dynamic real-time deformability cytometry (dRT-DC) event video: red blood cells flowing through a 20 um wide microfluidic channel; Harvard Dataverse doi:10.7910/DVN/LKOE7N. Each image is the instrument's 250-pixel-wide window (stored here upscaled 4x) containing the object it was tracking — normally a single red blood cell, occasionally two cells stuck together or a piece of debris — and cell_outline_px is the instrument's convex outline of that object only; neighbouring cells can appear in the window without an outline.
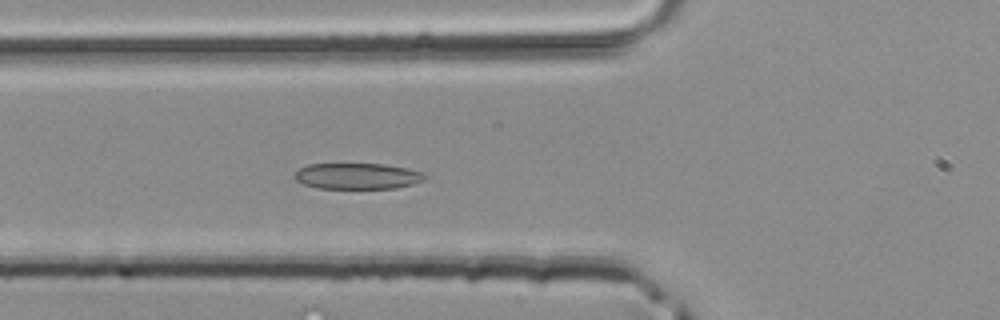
{"species": "common noctule bat (a hibernating species)", "species_latin": "Nyctalus noctula", "temperature_condition": "room temperature", "stored_images_in_passage": 31, "camera_frame_rate_fps": 3000, "um_per_image_px": 0.085, "animal": {"sex": "male", "body_mass_g": 20.4}, "frame": {"image": 1, "passage_image": 6, "time_ms": 1.667, "image_size_px": [1000, 320], "cell_outline_px": [[428, 176], [424, 180], [412, 184], [396, 188], [316, 188], [304, 184], [296, 180], [292, 176], [300, 168], [308, 164], [384, 164], [408, 168], [420, 172]], "centroid_in_image_um": [30.37, 14.96], "position_along_channel_um": 95.4, "area_um2": 19.71}}
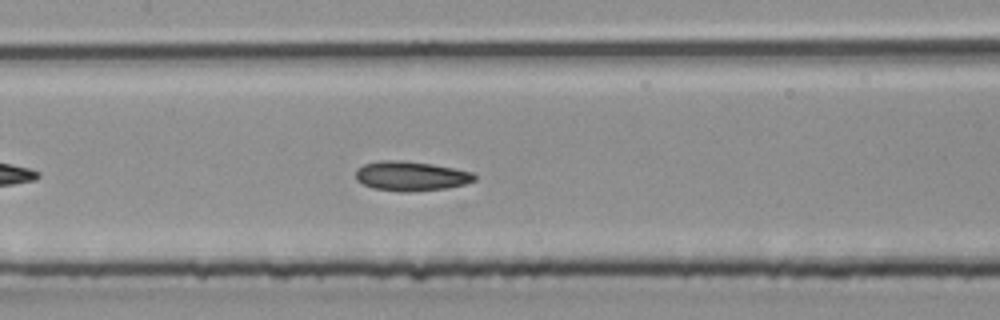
{"frame": {"image": 2, "passage_image": 11, "time_ms": 3.333, "image_size_px": [1000, 320], "cell_outline_px": [[476, 180], [464, 184], [448, 188], [408, 192], [400, 192], [372, 188], [356, 180], [356, 168], [364, 164], [380, 160], [404, 160], [432, 164], [472, 172], [476, 176]], "centroid_in_image_um": [34.91, 14.96], "position_along_channel_um": 172.5, "area_um2": 20.58}}
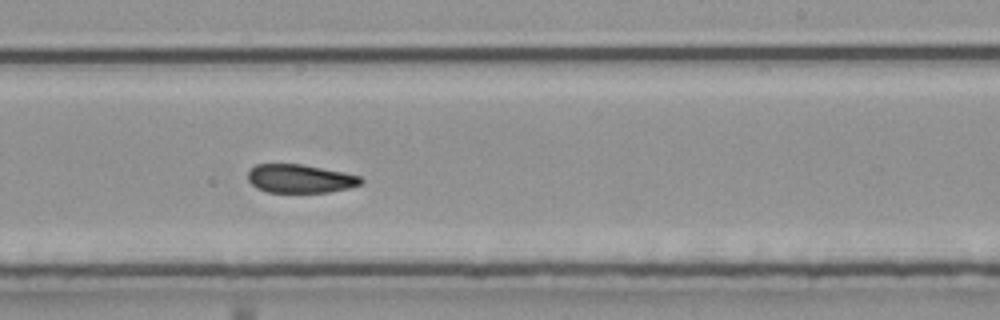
{"frame": {"image": 3, "passage_image": 17, "time_ms": 5.333, "image_size_px": [1000, 320], "cell_outline_px": [[364, 184], [348, 188], [328, 192], [268, 192], [256, 188], [248, 180], [248, 168], [256, 164], [300, 164], [344, 172], [360, 176], [364, 180]], "centroid_in_image_um": [25.51, 15.18], "position_along_channel_um": 263.5, "area_um2": 18.9}}